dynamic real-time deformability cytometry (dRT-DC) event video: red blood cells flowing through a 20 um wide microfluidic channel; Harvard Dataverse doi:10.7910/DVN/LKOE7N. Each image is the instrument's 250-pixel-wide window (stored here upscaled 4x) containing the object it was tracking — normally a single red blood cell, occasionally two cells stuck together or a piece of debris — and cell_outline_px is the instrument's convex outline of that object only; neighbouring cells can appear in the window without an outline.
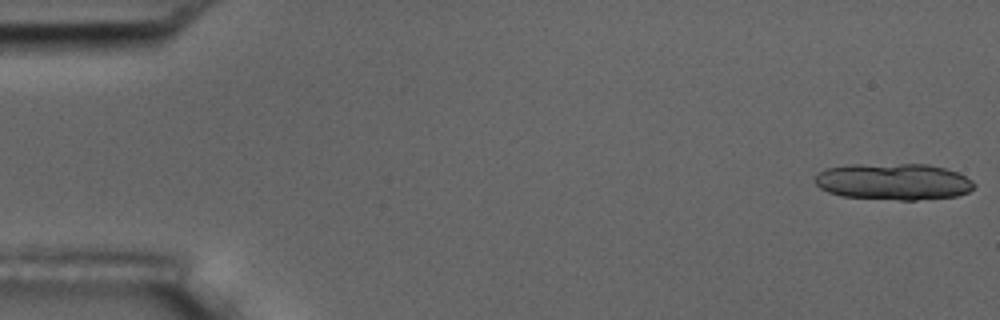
{"species": "common noctule bat (a hibernating species)", "species_latin": "Nyctalus noctula", "temperature_condition": "room temperature", "stored_images_in_passage": 16, "camera_frame_rate_fps": 3000, "um_per_image_px": 0.085, "animal": {"sex": "male", "body_mass_g": 17.5, "forearm_length_mm": 52.3}, "frame": {"image": 1, "passage_image": 1, "time_ms": 0.0, "image_size_px": [1000, 320], "cell_outline_px": [[976, 184], [968, 192], [956, 196], [916, 200], [900, 200], [840, 196], [828, 192], [820, 188], [812, 180], [820, 172], [828, 168], [852, 164], [928, 164], [944, 168], [956, 172], [972, 180]], "centroid_in_image_um": [75.93, 15.44], "position_along_channel_um": 9.1, "area_um2": 33.93}}